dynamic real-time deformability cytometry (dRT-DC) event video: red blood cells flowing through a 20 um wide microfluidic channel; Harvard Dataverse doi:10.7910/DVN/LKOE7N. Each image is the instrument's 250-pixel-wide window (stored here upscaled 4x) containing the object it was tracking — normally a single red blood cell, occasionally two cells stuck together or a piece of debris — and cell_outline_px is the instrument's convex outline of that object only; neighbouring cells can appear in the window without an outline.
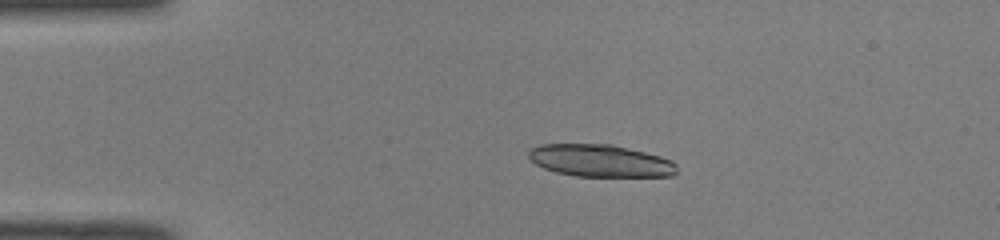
{"species": "common noctule bat (a hibernating species)", "species_latin": "Nyctalus noctula", "temperature_condition": "room temperature", "stored_images_in_passage": 31, "camera_frame_rate_fps": 3000, "um_per_image_px": 0.085, "animal": {"sex": "male", "body_mass_g": 19.0, "forearm_length_mm": 50.8}, "frame": {"image": 1, "passage_image": 3, "time_ms": 0.667, "image_size_px": [1000, 240], "cell_outline_px": [[664, 160], [656, 176], [588, 176], [568, 172], [624, 152], [636, 152], [652, 156]], "centroid_in_image_um": [52.98, 14.11], "position_along_channel_um": 32.0, "area_um2": 11.1}}
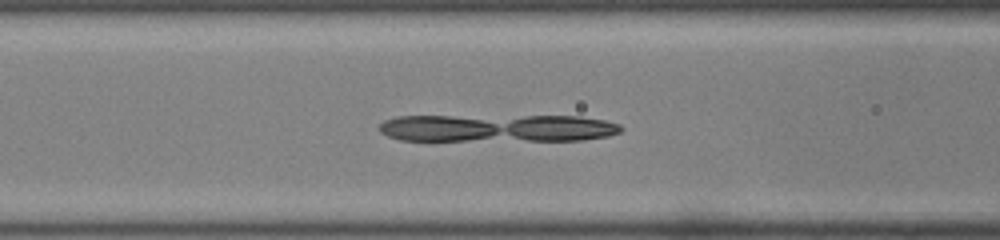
{"frame": {"image": 2, "passage_image": 13, "time_ms": 4.0, "image_size_px": [1000, 240], "cell_outline_px": [[616, 128], [612, 132], [596, 136], [560, 140], [548, 140], [524, 136], [520, 120], [548, 116], [592, 120], [608, 124]], "centroid_in_image_um": [47.88, 10.89], "position_along_channel_um": 118.7, "area_um2": 12.14}}